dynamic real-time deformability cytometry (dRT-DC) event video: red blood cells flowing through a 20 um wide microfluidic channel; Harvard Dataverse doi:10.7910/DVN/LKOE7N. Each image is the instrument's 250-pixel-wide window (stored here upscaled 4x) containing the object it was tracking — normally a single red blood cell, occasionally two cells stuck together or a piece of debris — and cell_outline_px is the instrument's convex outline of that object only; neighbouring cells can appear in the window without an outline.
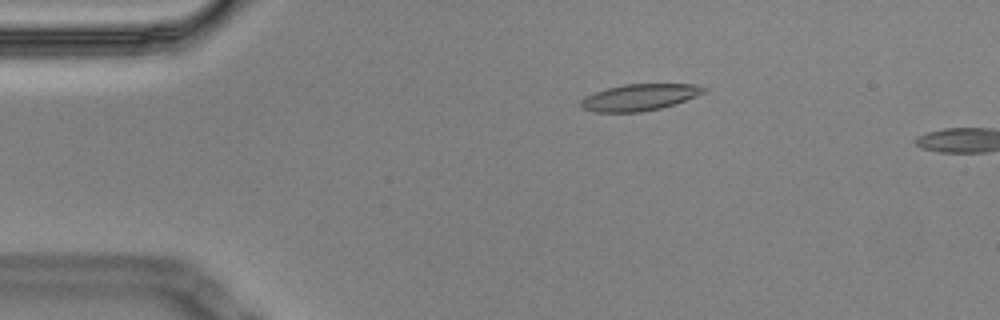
{"species": "Egyptian fruit bat (a non-hibernating species)", "species_latin": "Rousettus aegyptiacus", "temperature_condition": "cold", "stored_images_in_passage": 4, "camera_frame_rate_fps": 3000, "um_per_image_px": 0.085, "animal": {"sex": "male"}, "frame": {"image": 1, "passage_image": 3, "time_ms": 0.667, "image_size_px": [1000, 320], "cell_outline_px": [[708, 92], [676, 104], [660, 108], [640, 112], [596, 112], [580, 108], [580, 100], [596, 92], [608, 88], [624, 84], [692, 84], [708, 88]], "centroid_in_image_um": [54.41, 8.27], "position_along_channel_um": 30.6, "area_um2": 19.07}}